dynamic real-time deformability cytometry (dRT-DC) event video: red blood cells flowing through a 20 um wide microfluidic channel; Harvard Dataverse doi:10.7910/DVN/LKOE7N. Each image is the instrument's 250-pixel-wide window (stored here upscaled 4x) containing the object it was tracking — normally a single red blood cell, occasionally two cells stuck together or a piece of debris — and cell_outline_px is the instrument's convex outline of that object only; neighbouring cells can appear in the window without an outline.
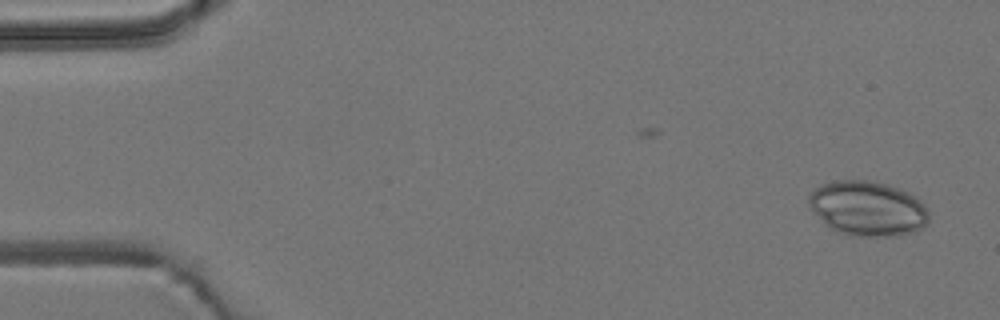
{"species": "common noctule bat (a hibernating species)", "species_latin": "Nyctalus noctula", "temperature_condition": "room temperature", "stored_images_in_passage": 53, "camera_frame_rate_fps": 3000, "um_per_image_px": 0.085, "animal": {"sex": "male", "body_mass_g": 19.2, "forearm_length_mm": 51.8}, "frame": {"image": 1, "passage_image": 2, "time_ms": 0.333, "image_size_px": [1000, 320], "cell_outline_px": [[928, 220], [920, 228], [912, 232], [900, 236], [848, 236], [836, 232], [808, 204], [808, 196], [812, 188], [836, 180], [868, 180], [884, 184], [908, 192], [920, 200], [928, 212]], "centroid_in_image_um": [73.74, 17.72], "position_along_channel_um": 11.3, "area_um2": 37.97}}
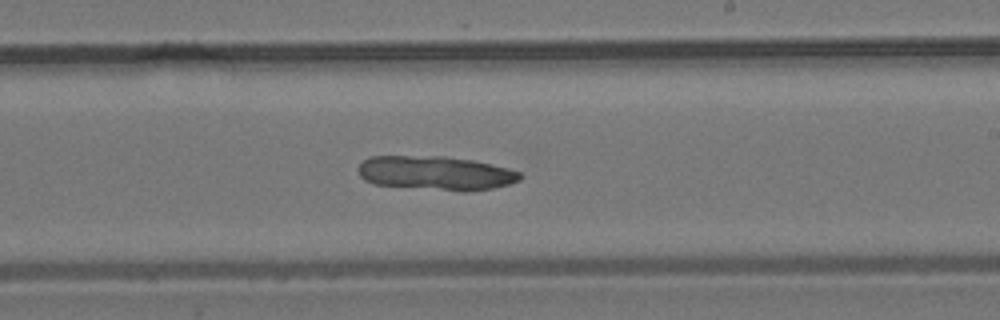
{"frame": {"image": 2, "passage_image": 31, "time_ms": 10.0, "image_size_px": [1000, 320], "cell_outline_px": [[524, 176], [520, 180], [508, 184], [492, 188], [468, 192], [464, 192], [376, 184], [364, 180], [360, 176], [360, 164], [364, 160], [372, 156], [444, 156], [472, 160], [508, 168], [520, 172]], "centroid_in_image_um": [37.08, 14.71], "position_along_channel_um": 251.9, "area_um2": 32.02}}
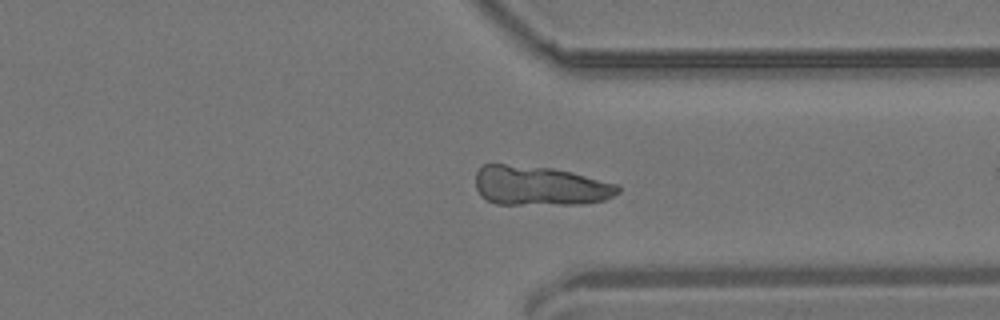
{"frame": {"image": 3, "passage_image": 40, "time_ms": 13.0, "image_size_px": [1000, 320], "cell_outline_px": [[620, 192], [604, 200], [580, 204], [496, 204], [480, 196], [476, 188], [476, 172], [480, 164], [504, 164], [552, 168], [572, 172], [620, 184]], "centroid_in_image_um": [45.88, 15.79], "position_along_channel_um": 365.5, "area_um2": 33.0}}